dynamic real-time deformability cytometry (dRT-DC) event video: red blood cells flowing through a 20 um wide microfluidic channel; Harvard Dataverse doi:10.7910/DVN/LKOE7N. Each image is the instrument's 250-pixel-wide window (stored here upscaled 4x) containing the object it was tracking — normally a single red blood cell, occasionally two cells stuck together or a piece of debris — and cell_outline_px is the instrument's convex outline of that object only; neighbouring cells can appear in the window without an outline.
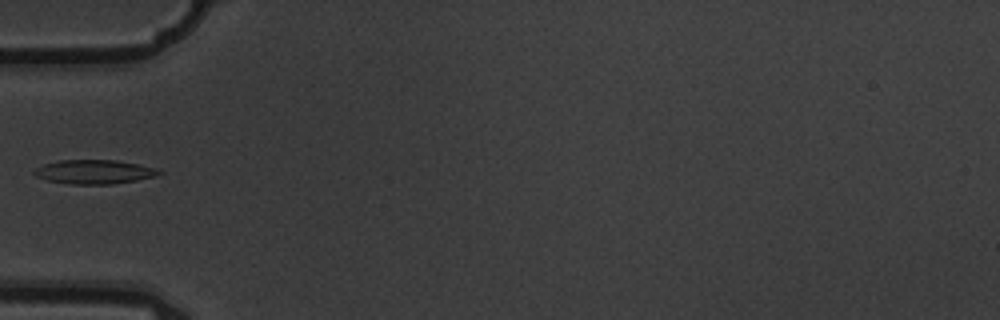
{"species": "common noctule bat (a hibernating species)", "species_latin": "Nyctalus noctula", "temperature_condition": "warm", "stored_images_in_passage": 2, "camera_frame_rate_fps": 3000, "um_per_image_px": 0.085, "animal": {"sex": "male", "body_mass_g": 19.5, "forearm_length_mm": 54.6}, "frame": {"image": 1, "passage_image": 1, "time_ms": 0.0, "image_size_px": [1000, 320], "cell_outline_px": [[164, 172], [156, 176], [136, 180], [112, 184], [68, 184], [48, 180], [36, 176], [32, 172], [36, 168], [44, 164], [60, 160], [116, 160], [156, 168]], "centroid_in_image_um": [8.01, 14.61], "position_along_channel_um": 77.0, "area_um2": 17.4}}
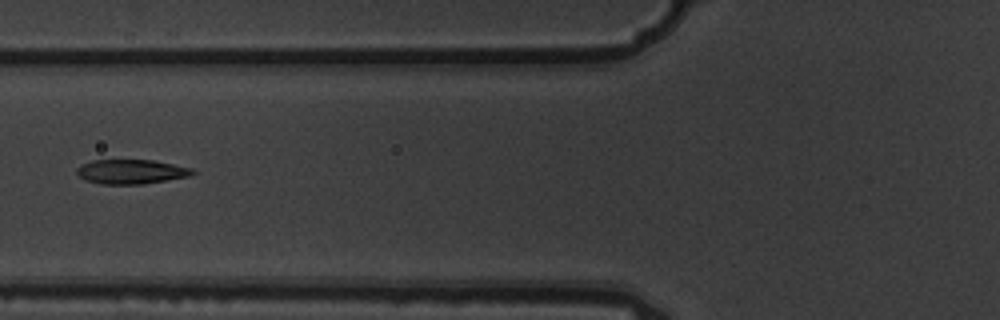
{"frame": {"image": 2, "passage_image": 2, "time_ms": 0.333, "image_size_px": [1000, 320], "cell_outline_px": [[196, 172], [192, 176], [144, 184], [104, 184], [84, 180], [76, 172], [76, 168], [80, 164], [92, 160], [152, 160], [192, 168]], "centroid_in_image_um": [11.15, 14.59], "position_along_channel_um": 114.6, "area_um2": 16.59}}